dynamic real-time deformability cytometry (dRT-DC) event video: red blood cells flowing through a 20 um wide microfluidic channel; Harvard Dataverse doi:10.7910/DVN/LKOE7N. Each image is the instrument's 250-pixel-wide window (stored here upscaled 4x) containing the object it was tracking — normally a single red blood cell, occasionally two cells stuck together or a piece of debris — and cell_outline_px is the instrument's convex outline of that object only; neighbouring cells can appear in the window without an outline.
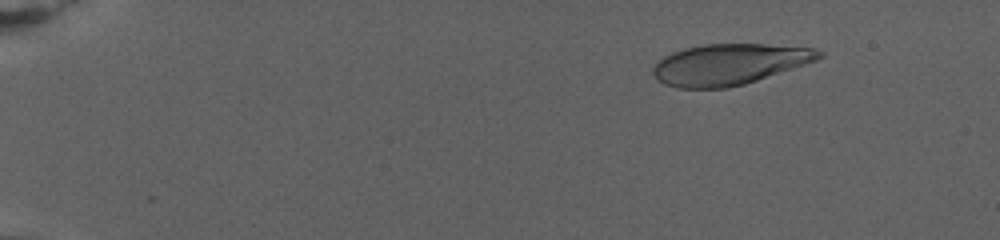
{"species": "human", "species_latin": "Homo sapiens", "temperature_condition": "warm", "stored_images_in_passage": 78, "camera_frame_rate_fps": 3000, "um_per_image_px": 0.085, "donor": {"sex": "female"}, "frame": {"image": 1, "passage_image": 11, "time_ms": 3.333, "image_size_px": [1000, 240], "cell_outline_px": [[824, 56], [816, 60], [744, 84], [728, 88], [676, 88], [664, 84], [656, 80], [652, 72], [652, 68], [664, 56], [672, 52], [684, 48], [704, 44], [764, 44], [812, 48], [824, 52]], "centroid_in_image_um": [61.93, 5.47], "position_along_channel_um": 23.1, "area_um2": 39.36}}
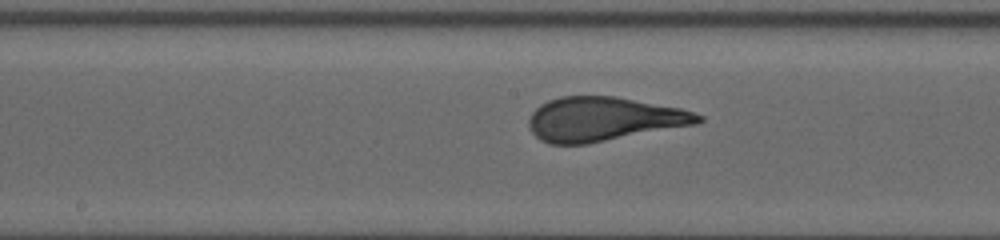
{"frame": {"image": 2, "passage_image": 44, "time_ms": 14.333, "image_size_px": [1000, 240], "cell_outline_px": [[704, 120], [696, 124], [588, 144], [548, 144], [540, 140], [532, 132], [528, 124], [528, 120], [532, 112], [540, 104], [548, 100], [560, 96], [616, 96], [680, 108], [704, 116]], "centroid_in_image_um": [51.28, 10.12], "position_along_channel_um": 196.9, "area_um2": 43.58}}
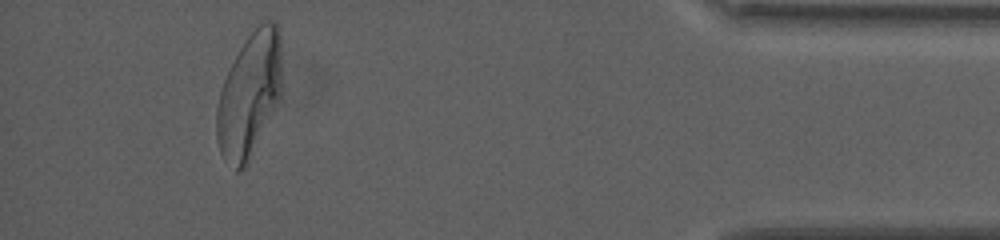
{"frame": {"image": 3, "passage_image": 73, "time_ms": 24.0, "image_size_px": [1000, 240], "cell_outline_px": [[280, 100], [248, 164], [244, 168], [236, 172], [224, 160], [220, 152], [216, 136], [216, 108], [220, 92], [224, 80], [244, 40], [264, 20], [268, 20], [276, 24], [280, 28]], "centroid_in_image_um": [21.19, 8.13], "position_along_channel_um": 414.0, "area_um2": 47.22}}